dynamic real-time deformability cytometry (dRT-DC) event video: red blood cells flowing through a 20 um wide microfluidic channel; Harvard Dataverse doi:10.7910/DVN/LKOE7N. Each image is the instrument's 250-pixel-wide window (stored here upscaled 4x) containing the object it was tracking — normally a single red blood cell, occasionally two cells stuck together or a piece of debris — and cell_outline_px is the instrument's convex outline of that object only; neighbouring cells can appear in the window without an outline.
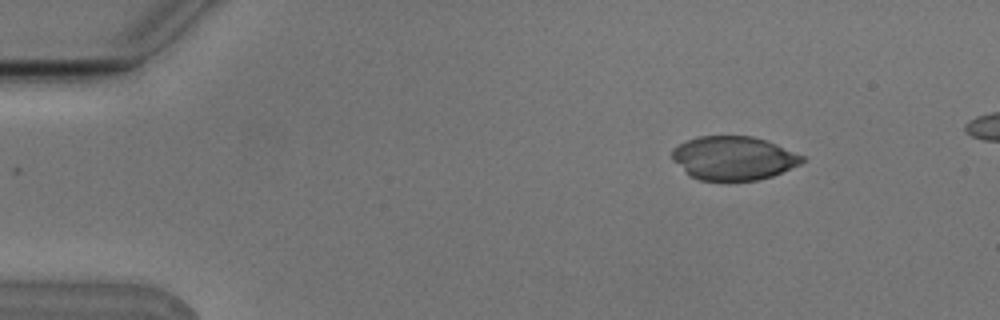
{"species": "Egyptian fruit bat (a non-hibernating species)", "species_latin": "Rousettus aegyptiacus", "temperature_condition": "cold", "stored_images_in_passage": 4, "camera_frame_rate_fps": 3000, "um_per_image_px": 0.085, "animal": {"sex": "male"}, "frame": {"image": 1, "passage_image": 1, "time_ms": 0.0, "image_size_px": [1000, 320], "cell_outline_px": [[804, 160], [800, 164], [772, 176], [756, 180], [700, 180], [688, 176], [672, 160], [672, 148], [688, 140], [700, 136], [752, 136], [776, 144], [804, 156]], "centroid_in_image_um": [62.31, 13.44], "position_along_channel_um": 22.7, "area_um2": 33.0}}